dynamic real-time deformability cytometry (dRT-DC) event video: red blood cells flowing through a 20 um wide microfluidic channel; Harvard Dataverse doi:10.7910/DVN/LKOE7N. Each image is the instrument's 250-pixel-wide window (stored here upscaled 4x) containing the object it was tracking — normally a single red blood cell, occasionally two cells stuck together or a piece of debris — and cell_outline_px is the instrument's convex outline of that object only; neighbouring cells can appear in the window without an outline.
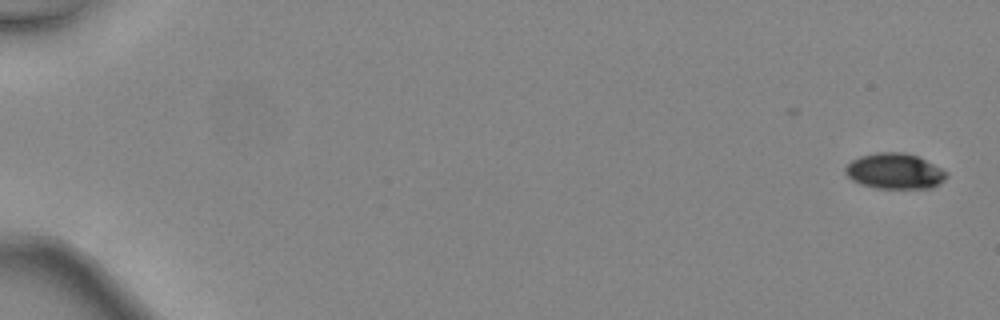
{"species": "common noctule bat (a hibernating species)", "species_latin": "Nyctalus noctula", "temperature_condition": "warm", "stored_images_in_passage": 40, "camera_frame_rate_fps": 3000, "um_per_image_px": 0.085, "animal": {"sex": "female", "body_mass_g": 24.6, "forearm_length_mm": 56.2}, "frame": {"image": 1, "passage_image": 1, "time_ms": 0.0, "image_size_px": [1000, 320], "cell_outline_px": [[948, 176], [944, 180], [932, 188], [876, 188], [860, 184], [852, 180], [844, 172], [844, 168], [852, 160], [860, 156], [876, 152], [904, 152], [916, 156], [948, 172]], "centroid_in_image_um": [76.03, 14.55], "position_along_channel_um": 9.0, "area_um2": 20.92}}
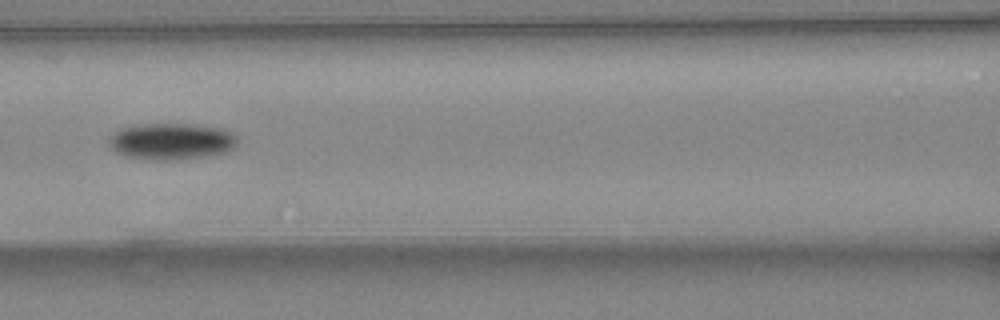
{"frame": {"image": 2, "passage_image": 23, "time_ms": 7.333, "image_size_px": [1000, 320], "cell_outline_px": [[240, 136], [236, 144], [232, 148], [224, 152], [200, 156], [168, 160], [148, 160], [124, 156], [108, 148], [108, 140], [120, 128], [144, 124], [196, 124], [224, 128]], "centroid_in_image_um": [14.56, 12.0], "position_along_channel_um": 152.0, "area_um2": 27.46}}
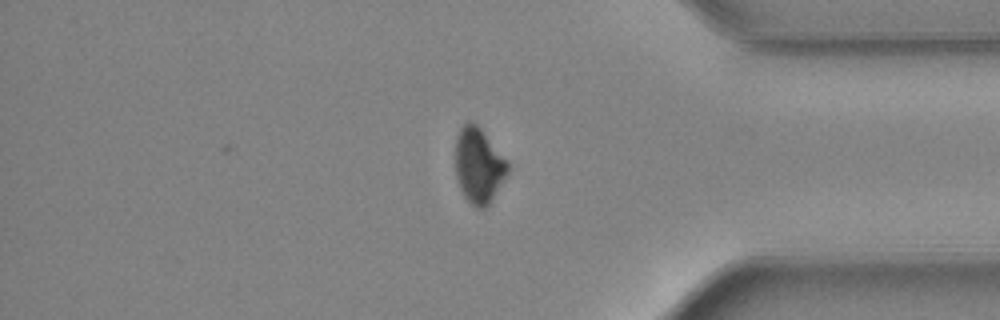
{"frame": {"image": 3, "passage_image": 40, "time_ms": 13.0, "image_size_px": [1000, 320], "cell_outline_px": [[508, 172], [488, 204], [484, 208], [476, 208], [464, 196], [460, 188], [456, 176], [456, 136], [460, 128], [468, 120], [472, 120], [480, 128], [508, 160]], "centroid_in_image_um": [40.67, 14.03], "position_along_channel_um": 394.5, "area_um2": 22.72}, "authors_computed_cell_mechanics": {"area_um2": 23.9581, "velocity_mm_per_s": 4.5612, "shape_relaxation_time_tau1_ms": 2.3058, "shape_relaxation_time_tau2_ms": null, "deformation_change_tau1": 0.0971, "deformation_change_tau2": null}}